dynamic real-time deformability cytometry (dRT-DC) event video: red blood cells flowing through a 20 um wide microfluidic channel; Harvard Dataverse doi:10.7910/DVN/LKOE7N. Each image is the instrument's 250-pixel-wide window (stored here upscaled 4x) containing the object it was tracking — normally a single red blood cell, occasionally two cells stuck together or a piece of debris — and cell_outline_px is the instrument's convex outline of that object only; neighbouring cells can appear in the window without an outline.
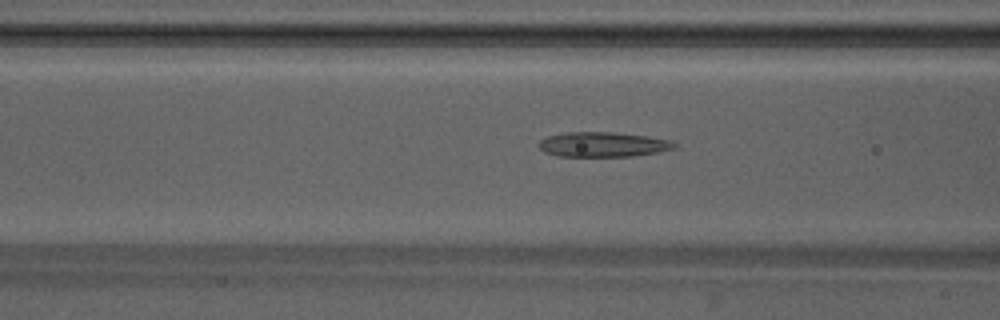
{"species": "Egyptian fruit bat (a non-hibernating species)", "species_latin": "Rousettus aegyptiacus", "temperature_condition": "warm", "stored_images_in_passage": 43, "camera_frame_rate_fps": 3000, "um_per_image_px": 0.085, "animal": {"sex": "male"}, "frame": {"image": 1, "passage_image": 14, "time_ms": 4.333, "image_size_px": [1000, 320], "cell_outline_px": [[680, 144], [676, 148], [660, 152], [632, 156], [556, 156], [544, 152], [536, 144], [540, 140], [548, 136], [564, 132], [612, 132], [648, 136], [668, 140]], "centroid_in_image_um": [51.26, 12.28], "position_along_channel_um": 115.3, "area_um2": 19.83}}
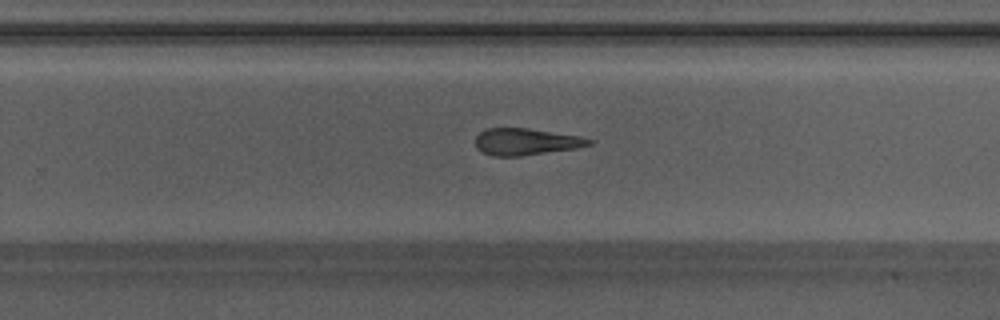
{"frame": {"image": 2, "passage_image": 26, "time_ms": 8.333, "image_size_px": [1000, 320], "cell_outline_px": [[596, 140], [592, 144], [576, 148], [520, 156], [496, 156], [484, 152], [476, 148], [476, 136], [480, 132], [488, 128], [528, 128], [580, 136]], "centroid_in_image_um": [44.74, 12.04], "position_along_channel_um": 285.1, "area_um2": 17.63}}
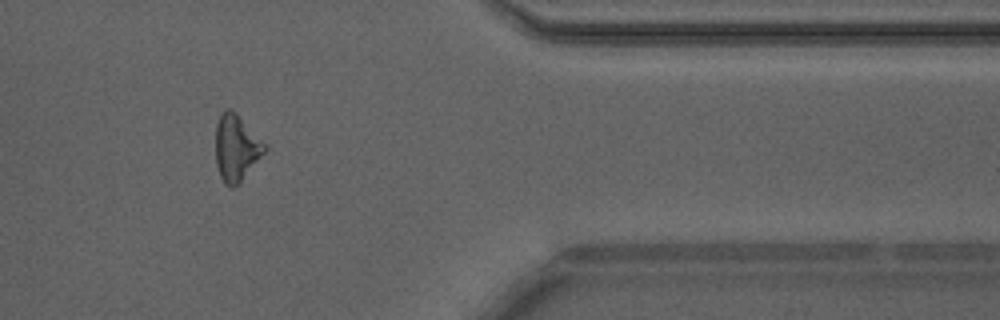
{"frame": {"image": 3, "passage_image": 35, "time_ms": 11.333, "image_size_px": [1000, 320], "cell_outline_px": [[268, 148], [240, 184], [232, 188], [224, 184], [220, 176], [216, 164], [216, 124], [220, 112], [224, 108], [228, 108], [236, 112], [268, 144]], "centroid_in_image_um": [20.1, 12.55], "position_along_channel_um": 391.3, "area_um2": 19.54}, "authors_computed_cell_mechanics": {"area_um2": 19.1896, "velocity_mm_per_s": 4.2486, "shape_relaxation_time_tau1_ms": 4.9469, "shape_relaxation_time_tau2_ms": 2.382, "deformation_change_tau1": 0.1411, "deformation_change_tau2": 0.1211}}